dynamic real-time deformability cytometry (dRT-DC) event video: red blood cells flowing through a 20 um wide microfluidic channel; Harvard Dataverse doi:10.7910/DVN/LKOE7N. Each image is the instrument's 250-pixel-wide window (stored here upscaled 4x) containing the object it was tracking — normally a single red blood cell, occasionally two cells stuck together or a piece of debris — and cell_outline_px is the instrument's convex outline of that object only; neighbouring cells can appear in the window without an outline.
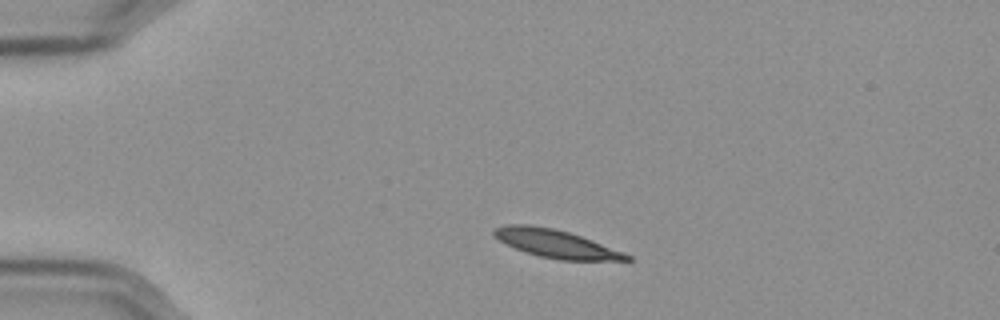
{"species": "Egyptian fruit bat (a non-hibernating species)", "species_latin": "Rousettus aegyptiacus", "temperature_condition": "cold", "stored_images_in_passage": 46, "camera_frame_rate_fps": 3000, "um_per_image_px": 0.085, "frame": {"image": 1, "passage_image": 1, "time_ms": 0.0, "image_size_px": [1000, 320], "cell_outline_px": [[632, 260], [560, 260], [540, 256], [524, 252], [492, 236], [492, 228], [508, 224], [532, 224], [552, 228], [568, 232], [592, 240], [624, 252], [632, 256]], "centroid_in_image_um": [47.22, 20.7], "position_along_channel_um": 37.8, "area_um2": 21.62}}
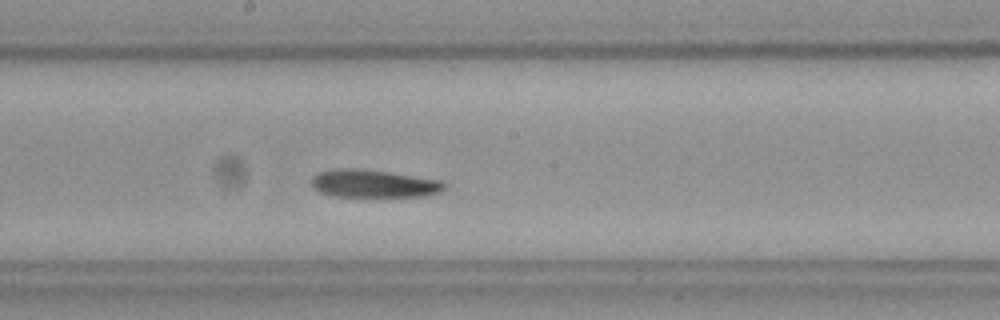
{"frame": {"image": 2, "passage_image": 20, "time_ms": 6.333, "image_size_px": [1000, 320], "cell_outline_px": [[448, 188], [432, 196], [332, 196], [320, 192], [312, 188], [312, 176], [316, 172], [344, 168], [356, 168], [388, 172], [440, 180], [448, 184]], "centroid_in_image_um": [31.79, 15.61], "position_along_channel_um": 216.4, "area_um2": 21.68}}
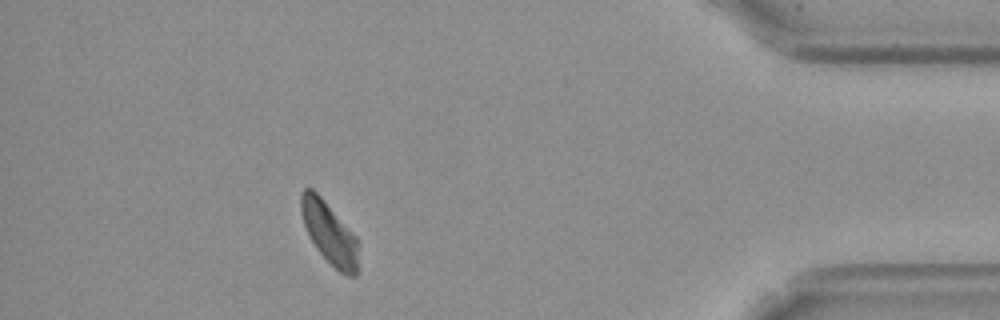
{"frame": {"image": 3, "passage_image": 40, "time_ms": 13.0, "image_size_px": [1000, 320], "cell_outline_px": [[360, 244], [356, 276], [348, 276], [340, 272], [316, 248], [304, 224], [300, 212], [300, 192], [304, 188], [312, 188], [324, 200], [356, 236]], "centroid_in_image_um": [28.01, 19.79], "position_along_channel_um": 407.2, "area_um2": 20.63}, "authors_computed_cell_mechanics": {"area_um2": 21.7328, "velocity_mm_per_s": 3.5209, "shape_relaxation_time_tau1_ms": null, "shape_relaxation_time_tau2_ms": 3.5101, "deformation_change_tau1": null, "deformation_change_tau2": 0.0921}}